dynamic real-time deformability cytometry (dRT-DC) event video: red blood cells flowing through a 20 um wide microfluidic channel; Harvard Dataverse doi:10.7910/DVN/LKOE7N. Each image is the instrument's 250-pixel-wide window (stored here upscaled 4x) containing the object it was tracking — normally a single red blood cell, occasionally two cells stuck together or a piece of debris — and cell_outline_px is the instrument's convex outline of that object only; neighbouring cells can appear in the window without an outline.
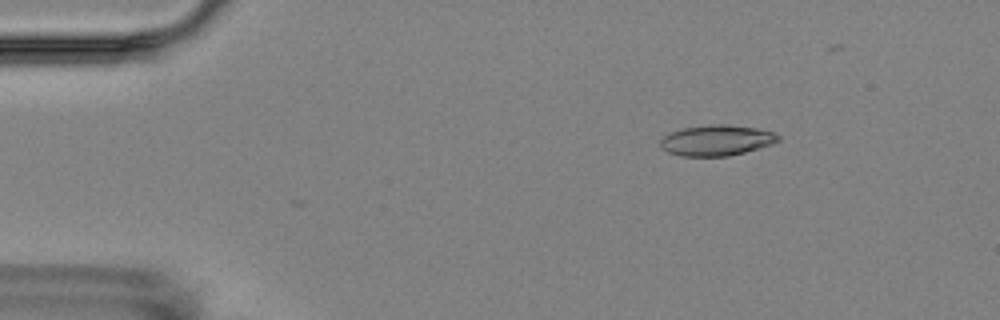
{"species": "Egyptian fruit bat (a non-hibernating species)", "species_latin": "Rousettus aegyptiacus", "temperature_condition": "room temperature", "stored_images_in_passage": 5, "camera_frame_rate_fps": 3000, "um_per_image_px": 0.085, "animal": {"sex": "female"}, "frame": {"image": 1, "passage_image": 2, "time_ms": 1.0, "image_size_px": [1000, 320], "cell_outline_px": [[780, 140], [772, 144], [744, 152], [728, 156], [680, 156], [668, 152], [660, 144], [660, 140], [664, 136], [672, 132], [684, 128], [712, 124], [720, 124], [756, 128], [776, 132], [780, 136]], "centroid_in_image_um": [60.94, 11.93], "position_along_channel_um": 24.1, "area_um2": 20.87}}